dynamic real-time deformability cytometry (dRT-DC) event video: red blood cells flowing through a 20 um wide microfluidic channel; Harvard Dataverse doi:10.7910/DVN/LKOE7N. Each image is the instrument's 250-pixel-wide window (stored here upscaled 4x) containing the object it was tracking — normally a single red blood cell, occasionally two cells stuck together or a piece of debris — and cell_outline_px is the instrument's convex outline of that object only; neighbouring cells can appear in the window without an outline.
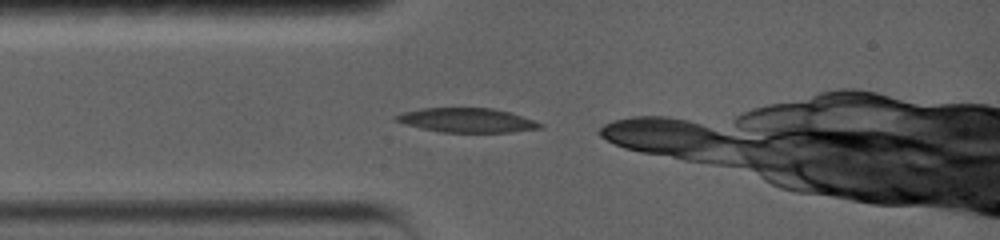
{"species": "common noctule bat (a hibernating species)", "species_latin": "Nyctalus noctula", "temperature_condition": "warm", "stored_images_in_passage": 4, "camera_frame_rate_fps": 5000, "um_per_image_px": 0.085, "animal": {"sex": "female", "body_mass_g": 19.0, "forearm_length_mm": 56.7}, "frame": {"image": 1, "passage_image": 1, "time_ms": 0.0, "image_size_px": [1000, 240], "cell_outline_px": [[544, 128], [512, 132], [440, 132], [420, 128], [404, 124], [392, 120], [392, 116], [404, 112], [420, 108], [492, 108], [508, 112], [544, 124]], "centroid_in_image_um": [39.63, 10.22], "position_along_channel_um": 45.4, "area_um2": 20.46}}
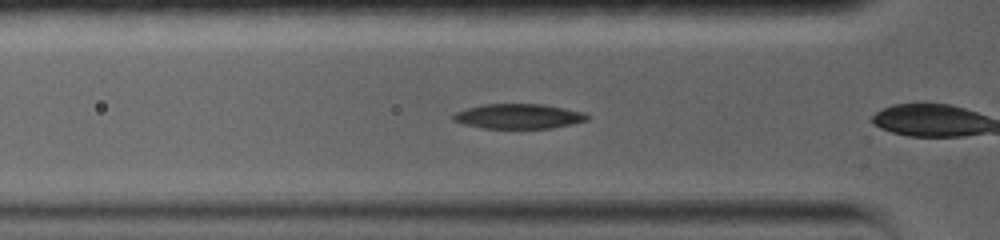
{"frame": {"image": 2, "passage_image": 3, "time_ms": 0.4, "image_size_px": [1000, 240], "cell_outline_px": [[592, 116], [588, 120], [572, 124], [552, 128], [484, 128], [464, 124], [452, 120], [452, 116], [456, 112], [480, 104], [540, 104], [564, 108], [584, 112]], "centroid_in_image_um": [44.1, 9.88], "position_along_channel_um": 81.7, "area_um2": 19.42}}